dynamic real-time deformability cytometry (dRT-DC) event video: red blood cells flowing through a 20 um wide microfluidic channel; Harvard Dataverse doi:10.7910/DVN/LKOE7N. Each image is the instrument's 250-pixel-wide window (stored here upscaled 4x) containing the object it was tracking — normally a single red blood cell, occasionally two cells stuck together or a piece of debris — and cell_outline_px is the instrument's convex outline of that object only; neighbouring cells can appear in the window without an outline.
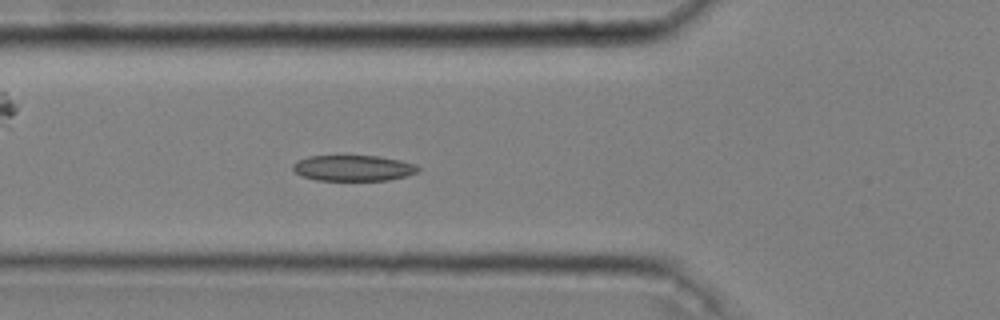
{"species": "common noctule bat (a hibernating species)", "species_latin": "Nyctalus noctula", "temperature_condition": "cold", "stored_images_in_passage": 53, "camera_frame_rate_fps": 3000, "um_per_image_px": 0.085, "animal": {"sex": "male", "body_mass_g": 20.4}, "frame": {"image": 1, "passage_image": 20, "time_ms": 6.333, "image_size_px": [1000, 320], "cell_outline_px": [[420, 168], [416, 172], [408, 176], [388, 180], [316, 180], [304, 176], [296, 172], [292, 168], [292, 164], [296, 160], [308, 156], [376, 156], [400, 160], [416, 164]], "centroid_in_image_um": [30.03, 14.28], "position_along_channel_um": 95.8, "area_um2": 18.79}}
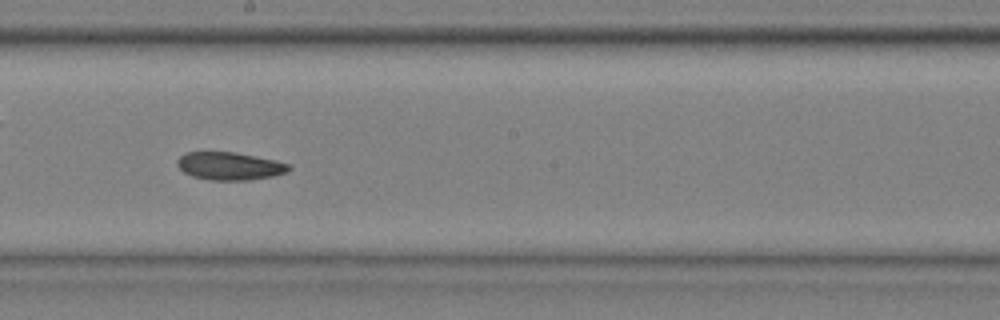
{"frame": {"image": 2, "passage_image": 31, "time_ms": 10.0, "image_size_px": [1000, 320], "cell_outline_px": [[292, 168], [288, 172], [272, 176], [248, 180], [212, 180], [192, 176], [184, 172], [176, 164], [176, 160], [184, 152], [236, 152], [276, 160], [292, 164]], "centroid_in_image_um": [19.55, 14.1], "position_along_channel_um": 228.7, "area_um2": 18.26}}
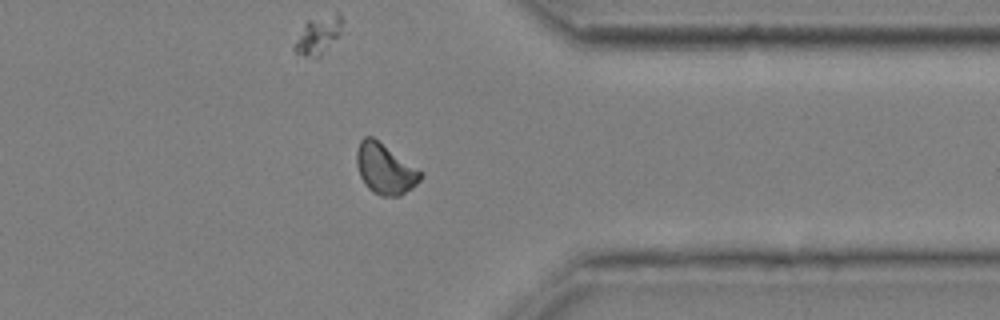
{"frame": {"image": 3, "passage_image": 44, "time_ms": 14.333, "image_size_px": [1000, 320], "cell_outline_px": [[424, 176], [412, 188], [400, 196], [380, 196], [372, 192], [368, 188], [360, 176], [356, 164], [356, 152], [360, 140], [364, 136], [372, 136], [424, 172]], "centroid_in_image_um": [32.74, 14.36], "position_along_channel_um": 378.7, "area_um2": 18.96}}